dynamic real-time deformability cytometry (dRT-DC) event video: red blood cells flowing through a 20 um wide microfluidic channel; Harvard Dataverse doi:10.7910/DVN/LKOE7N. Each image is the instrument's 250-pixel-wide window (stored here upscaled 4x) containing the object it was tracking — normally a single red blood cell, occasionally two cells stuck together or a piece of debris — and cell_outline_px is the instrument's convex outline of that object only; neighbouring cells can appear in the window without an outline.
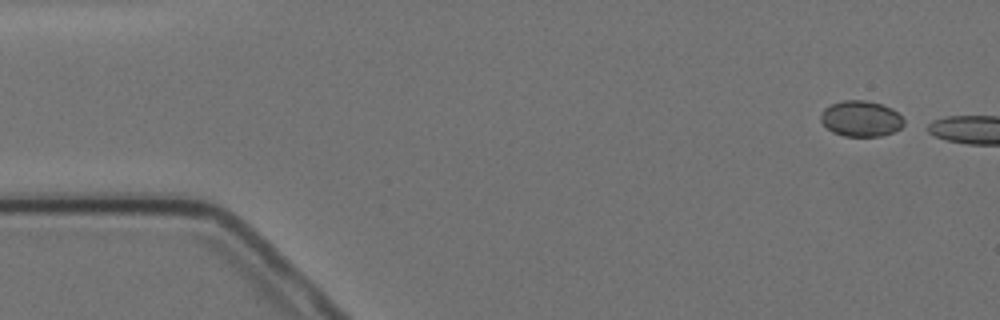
{"species": "Egyptian fruit bat (a non-hibernating species)", "species_latin": "Rousettus aegyptiacus", "temperature_condition": "cold", "stored_images_in_passage": 3, "camera_frame_rate_fps": 3000, "um_per_image_px": 0.085, "animal": {"sex": "female"}, "frame": {"image": 1, "passage_image": 1, "time_ms": 0.0, "image_size_px": [1000, 320], "cell_outline_px": [[904, 124], [900, 128], [892, 132], [880, 136], [844, 136], [832, 132], [820, 120], [820, 116], [824, 108], [832, 104], [844, 100], [864, 100], [880, 104], [892, 108], [904, 120]], "centroid_in_image_um": [73.16, 10.09], "position_along_channel_um": 11.8, "area_um2": 17.17}}